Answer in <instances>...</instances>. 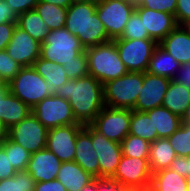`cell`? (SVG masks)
I'll return each mask as SVG.
<instances>
[{"mask_svg": "<svg viewBox=\"0 0 190 191\" xmlns=\"http://www.w3.org/2000/svg\"><path fill=\"white\" fill-rule=\"evenodd\" d=\"M85 48L80 40L71 34L65 27L49 30L41 44L40 57L64 65L73 61V58L84 52Z\"/></svg>", "mask_w": 190, "mask_h": 191, "instance_id": "5", "label": "cell"}, {"mask_svg": "<svg viewBox=\"0 0 190 191\" xmlns=\"http://www.w3.org/2000/svg\"><path fill=\"white\" fill-rule=\"evenodd\" d=\"M124 187L109 178H97V191H121Z\"/></svg>", "mask_w": 190, "mask_h": 191, "instance_id": "47", "label": "cell"}, {"mask_svg": "<svg viewBox=\"0 0 190 191\" xmlns=\"http://www.w3.org/2000/svg\"><path fill=\"white\" fill-rule=\"evenodd\" d=\"M40 0H6L9 4L10 10L15 11L19 16L30 10H35L36 5Z\"/></svg>", "mask_w": 190, "mask_h": 191, "instance_id": "42", "label": "cell"}, {"mask_svg": "<svg viewBox=\"0 0 190 191\" xmlns=\"http://www.w3.org/2000/svg\"><path fill=\"white\" fill-rule=\"evenodd\" d=\"M67 191H81L95 178L74 161L62 162L56 178Z\"/></svg>", "mask_w": 190, "mask_h": 191, "instance_id": "21", "label": "cell"}, {"mask_svg": "<svg viewBox=\"0 0 190 191\" xmlns=\"http://www.w3.org/2000/svg\"><path fill=\"white\" fill-rule=\"evenodd\" d=\"M31 113V108L10 91L1 99L0 121L9 129Z\"/></svg>", "mask_w": 190, "mask_h": 191, "instance_id": "22", "label": "cell"}, {"mask_svg": "<svg viewBox=\"0 0 190 191\" xmlns=\"http://www.w3.org/2000/svg\"><path fill=\"white\" fill-rule=\"evenodd\" d=\"M119 57L128 71L146 72L158 43L153 39H113Z\"/></svg>", "mask_w": 190, "mask_h": 191, "instance_id": "7", "label": "cell"}, {"mask_svg": "<svg viewBox=\"0 0 190 191\" xmlns=\"http://www.w3.org/2000/svg\"><path fill=\"white\" fill-rule=\"evenodd\" d=\"M21 69L22 66L14 61L6 50H0V76L6 84H8Z\"/></svg>", "mask_w": 190, "mask_h": 191, "instance_id": "38", "label": "cell"}, {"mask_svg": "<svg viewBox=\"0 0 190 191\" xmlns=\"http://www.w3.org/2000/svg\"><path fill=\"white\" fill-rule=\"evenodd\" d=\"M169 169L177 172L190 181V156L176 157L169 166Z\"/></svg>", "mask_w": 190, "mask_h": 191, "instance_id": "43", "label": "cell"}, {"mask_svg": "<svg viewBox=\"0 0 190 191\" xmlns=\"http://www.w3.org/2000/svg\"><path fill=\"white\" fill-rule=\"evenodd\" d=\"M86 126L92 131V145L99 163V178L112 179L122 156L121 144L109 140L91 124Z\"/></svg>", "mask_w": 190, "mask_h": 191, "instance_id": "13", "label": "cell"}, {"mask_svg": "<svg viewBox=\"0 0 190 191\" xmlns=\"http://www.w3.org/2000/svg\"><path fill=\"white\" fill-rule=\"evenodd\" d=\"M121 39H150L140 16L134 11L124 28Z\"/></svg>", "mask_w": 190, "mask_h": 191, "instance_id": "36", "label": "cell"}, {"mask_svg": "<svg viewBox=\"0 0 190 191\" xmlns=\"http://www.w3.org/2000/svg\"><path fill=\"white\" fill-rule=\"evenodd\" d=\"M83 127L82 124H72L50 128L46 148L54 153L61 162L74 161L77 134Z\"/></svg>", "mask_w": 190, "mask_h": 191, "instance_id": "14", "label": "cell"}, {"mask_svg": "<svg viewBox=\"0 0 190 191\" xmlns=\"http://www.w3.org/2000/svg\"><path fill=\"white\" fill-rule=\"evenodd\" d=\"M175 19L178 25L190 22V0H177Z\"/></svg>", "mask_w": 190, "mask_h": 191, "instance_id": "41", "label": "cell"}, {"mask_svg": "<svg viewBox=\"0 0 190 191\" xmlns=\"http://www.w3.org/2000/svg\"><path fill=\"white\" fill-rule=\"evenodd\" d=\"M189 103L190 88L175 80H171L168 90L165 93L162 106L182 118Z\"/></svg>", "mask_w": 190, "mask_h": 191, "instance_id": "26", "label": "cell"}, {"mask_svg": "<svg viewBox=\"0 0 190 191\" xmlns=\"http://www.w3.org/2000/svg\"><path fill=\"white\" fill-rule=\"evenodd\" d=\"M180 65L172 55L158 44L153 51L146 72L173 80Z\"/></svg>", "mask_w": 190, "mask_h": 191, "instance_id": "25", "label": "cell"}, {"mask_svg": "<svg viewBox=\"0 0 190 191\" xmlns=\"http://www.w3.org/2000/svg\"><path fill=\"white\" fill-rule=\"evenodd\" d=\"M143 85V72L128 71L125 75L103 84L104 105L133 110Z\"/></svg>", "mask_w": 190, "mask_h": 191, "instance_id": "4", "label": "cell"}, {"mask_svg": "<svg viewBox=\"0 0 190 191\" xmlns=\"http://www.w3.org/2000/svg\"><path fill=\"white\" fill-rule=\"evenodd\" d=\"M9 92V87H0V107L1 99Z\"/></svg>", "mask_w": 190, "mask_h": 191, "instance_id": "53", "label": "cell"}, {"mask_svg": "<svg viewBox=\"0 0 190 191\" xmlns=\"http://www.w3.org/2000/svg\"><path fill=\"white\" fill-rule=\"evenodd\" d=\"M124 1H128L130 3H133L134 5H138L141 2V0H124Z\"/></svg>", "mask_w": 190, "mask_h": 191, "instance_id": "56", "label": "cell"}, {"mask_svg": "<svg viewBox=\"0 0 190 191\" xmlns=\"http://www.w3.org/2000/svg\"><path fill=\"white\" fill-rule=\"evenodd\" d=\"M167 139L178 157L190 156V123L182 122L180 128Z\"/></svg>", "mask_w": 190, "mask_h": 191, "instance_id": "35", "label": "cell"}, {"mask_svg": "<svg viewBox=\"0 0 190 191\" xmlns=\"http://www.w3.org/2000/svg\"><path fill=\"white\" fill-rule=\"evenodd\" d=\"M135 7L133 3L124 0L96 1V12L111 40L121 37Z\"/></svg>", "mask_w": 190, "mask_h": 191, "instance_id": "8", "label": "cell"}, {"mask_svg": "<svg viewBox=\"0 0 190 191\" xmlns=\"http://www.w3.org/2000/svg\"><path fill=\"white\" fill-rule=\"evenodd\" d=\"M17 26L25 30L39 43H43L49 33V29L36 10H30L20 14Z\"/></svg>", "mask_w": 190, "mask_h": 191, "instance_id": "29", "label": "cell"}, {"mask_svg": "<svg viewBox=\"0 0 190 191\" xmlns=\"http://www.w3.org/2000/svg\"><path fill=\"white\" fill-rule=\"evenodd\" d=\"M17 22H6L0 24V50H5L9 44Z\"/></svg>", "mask_w": 190, "mask_h": 191, "instance_id": "44", "label": "cell"}, {"mask_svg": "<svg viewBox=\"0 0 190 191\" xmlns=\"http://www.w3.org/2000/svg\"><path fill=\"white\" fill-rule=\"evenodd\" d=\"M18 15L15 11L10 10L6 0H0V24L6 22H17Z\"/></svg>", "mask_w": 190, "mask_h": 191, "instance_id": "45", "label": "cell"}, {"mask_svg": "<svg viewBox=\"0 0 190 191\" xmlns=\"http://www.w3.org/2000/svg\"><path fill=\"white\" fill-rule=\"evenodd\" d=\"M135 12L142 19L149 38L158 44L178 25L173 14L145 7H135Z\"/></svg>", "mask_w": 190, "mask_h": 191, "instance_id": "17", "label": "cell"}, {"mask_svg": "<svg viewBox=\"0 0 190 191\" xmlns=\"http://www.w3.org/2000/svg\"><path fill=\"white\" fill-rule=\"evenodd\" d=\"M171 79L143 72V85L133 110L146 112L155 107L162 106L166 91Z\"/></svg>", "mask_w": 190, "mask_h": 191, "instance_id": "15", "label": "cell"}, {"mask_svg": "<svg viewBox=\"0 0 190 191\" xmlns=\"http://www.w3.org/2000/svg\"><path fill=\"white\" fill-rule=\"evenodd\" d=\"M49 4H55L56 6H60L63 8H68L74 0H40Z\"/></svg>", "mask_w": 190, "mask_h": 191, "instance_id": "49", "label": "cell"}, {"mask_svg": "<svg viewBox=\"0 0 190 191\" xmlns=\"http://www.w3.org/2000/svg\"><path fill=\"white\" fill-rule=\"evenodd\" d=\"M122 155L128 157L149 158L150 142L141 137L128 134L121 141Z\"/></svg>", "mask_w": 190, "mask_h": 191, "instance_id": "32", "label": "cell"}, {"mask_svg": "<svg viewBox=\"0 0 190 191\" xmlns=\"http://www.w3.org/2000/svg\"><path fill=\"white\" fill-rule=\"evenodd\" d=\"M62 162L47 148L31 153L26 171L36 182L55 180Z\"/></svg>", "mask_w": 190, "mask_h": 191, "instance_id": "18", "label": "cell"}, {"mask_svg": "<svg viewBox=\"0 0 190 191\" xmlns=\"http://www.w3.org/2000/svg\"><path fill=\"white\" fill-rule=\"evenodd\" d=\"M177 0H141L136 7H145L175 15Z\"/></svg>", "mask_w": 190, "mask_h": 191, "instance_id": "39", "label": "cell"}, {"mask_svg": "<svg viewBox=\"0 0 190 191\" xmlns=\"http://www.w3.org/2000/svg\"><path fill=\"white\" fill-rule=\"evenodd\" d=\"M81 191H97V178L85 186Z\"/></svg>", "mask_w": 190, "mask_h": 191, "instance_id": "51", "label": "cell"}, {"mask_svg": "<svg viewBox=\"0 0 190 191\" xmlns=\"http://www.w3.org/2000/svg\"><path fill=\"white\" fill-rule=\"evenodd\" d=\"M190 181L167 168L152 173L149 191H189Z\"/></svg>", "mask_w": 190, "mask_h": 191, "instance_id": "24", "label": "cell"}, {"mask_svg": "<svg viewBox=\"0 0 190 191\" xmlns=\"http://www.w3.org/2000/svg\"><path fill=\"white\" fill-rule=\"evenodd\" d=\"M53 94L69 101L74 117L82 125L91 124L105 106L103 84L91 75L69 79Z\"/></svg>", "mask_w": 190, "mask_h": 191, "instance_id": "1", "label": "cell"}, {"mask_svg": "<svg viewBox=\"0 0 190 191\" xmlns=\"http://www.w3.org/2000/svg\"><path fill=\"white\" fill-rule=\"evenodd\" d=\"M173 80L190 88V63L181 64Z\"/></svg>", "mask_w": 190, "mask_h": 191, "instance_id": "48", "label": "cell"}, {"mask_svg": "<svg viewBox=\"0 0 190 191\" xmlns=\"http://www.w3.org/2000/svg\"><path fill=\"white\" fill-rule=\"evenodd\" d=\"M129 134L141 137L150 143L158 139L157 131H154V125L149 115L136 110H132L131 113Z\"/></svg>", "mask_w": 190, "mask_h": 191, "instance_id": "31", "label": "cell"}, {"mask_svg": "<svg viewBox=\"0 0 190 191\" xmlns=\"http://www.w3.org/2000/svg\"><path fill=\"white\" fill-rule=\"evenodd\" d=\"M159 45L179 64L190 63V32L184 25H177Z\"/></svg>", "mask_w": 190, "mask_h": 191, "instance_id": "20", "label": "cell"}, {"mask_svg": "<svg viewBox=\"0 0 190 191\" xmlns=\"http://www.w3.org/2000/svg\"><path fill=\"white\" fill-rule=\"evenodd\" d=\"M9 91L30 108L53 93L46 80L33 66L22 67L19 73L8 83Z\"/></svg>", "mask_w": 190, "mask_h": 191, "instance_id": "6", "label": "cell"}, {"mask_svg": "<svg viewBox=\"0 0 190 191\" xmlns=\"http://www.w3.org/2000/svg\"><path fill=\"white\" fill-rule=\"evenodd\" d=\"M176 157V152L167 138H158L151 142L149 165L152 173L169 168Z\"/></svg>", "mask_w": 190, "mask_h": 191, "instance_id": "27", "label": "cell"}, {"mask_svg": "<svg viewBox=\"0 0 190 191\" xmlns=\"http://www.w3.org/2000/svg\"><path fill=\"white\" fill-rule=\"evenodd\" d=\"M36 181L25 171H18L13 177L0 180V191H34Z\"/></svg>", "mask_w": 190, "mask_h": 191, "instance_id": "34", "label": "cell"}, {"mask_svg": "<svg viewBox=\"0 0 190 191\" xmlns=\"http://www.w3.org/2000/svg\"><path fill=\"white\" fill-rule=\"evenodd\" d=\"M112 179L123 187L149 190L152 180L149 158H131L122 155Z\"/></svg>", "mask_w": 190, "mask_h": 191, "instance_id": "12", "label": "cell"}, {"mask_svg": "<svg viewBox=\"0 0 190 191\" xmlns=\"http://www.w3.org/2000/svg\"><path fill=\"white\" fill-rule=\"evenodd\" d=\"M75 146L74 162L94 178H99V163L92 145V131L86 125L78 132Z\"/></svg>", "mask_w": 190, "mask_h": 191, "instance_id": "19", "label": "cell"}, {"mask_svg": "<svg viewBox=\"0 0 190 191\" xmlns=\"http://www.w3.org/2000/svg\"><path fill=\"white\" fill-rule=\"evenodd\" d=\"M69 79H78L89 75L88 58L86 52L80 53L73 61L63 65Z\"/></svg>", "mask_w": 190, "mask_h": 191, "instance_id": "37", "label": "cell"}, {"mask_svg": "<svg viewBox=\"0 0 190 191\" xmlns=\"http://www.w3.org/2000/svg\"><path fill=\"white\" fill-rule=\"evenodd\" d=\"M33 67L46 80L52 93L69 80L63 65L57 64L56 62L39 57L34 62Z\"/></svg>", "mask_w": 190, "mask_h": 191, "instance_id": "28", "label": "cell"}, {"mask_svg": "<svg viewBox=\"0 0 190 191\" xmlns=\"http://www.w3.org/2000/svg\"><path fill=\"white\" fill-rule=\"evenodd\" d=\"M187 30L190 32V22L188 24L185 25Z\"/></svg>", "mask_w": 190, "mask_h": 191, "instance_id": "57", "label": "cell"}, {"mask_svg": "<svg viewBox=\"0 0 190 191\" xmlns=\"http://www.w3.org/2000/svg\"><path fill=\"white\" fill-rule=\"evenodd\" d=\"M17 170L12 166L9 155L3 146L0 147V180L13 177Z\"/></svg>", "mask_w": 190, "mask_h": 191, "instance_id": "40", "label": "cell"}, {"mask_svg": "<svg viewBox=\"0 0 190 191\" xmlns=\"http://www.w3.org/2000/svg\"><path fill=\"white\" fill-rule=\"evenodd\" d=\"M35 10L39 13L49 30L62 29L65 27L67 8L39 1Z\"/></svg>", "mask_w": 190, "mask_h": 191, "instance_id": "30", "label": "cell"}, {"mask_svg": "<svg viewBox=\"0 0 190 191\" xmlns=\"http://www.w3.org/2000/svg\"><path fill=\"white\" fill-rule=\"evenodd\" d=\"M146 113L153 122L154 131H157L158 138L170 137L182 124L181 117L163 106L155 107Z\"/></svg>", "mask_w": 190, "mask_h": 191, "instance_id": "23", "label": "cell"}, {"mask_svg": "<svg viewBox=\"0 0 190 191\" xmlns=\"http://www.w3.org/2000/svg\"><path fill=\"white\" fill-rule=\"evenodd\" d=\"M33 115L48 129L80 124L68 100L52 94L31 108Z\"/></svg>", "mask_w": 190, "mask_h": 191, "instance_id": "9", "label": "cell"}, {"mask_svg": "<svg viewBox=\"0 0 190 191\" xmlns=\"http://www.w3.org/2000/svg\"><path fill=\"white\" fill-rule=\"evenodd\" d=\"M85 52L88 58L89 75L102 84L117 79L128 72L119 57L113 40L88 47Z\"/></svg>", "mask_w": 190, "mask_h": 191, "instance_id": "3", "label": "cell"}, {"mask_svg": "<svg viewBox=\"0 0 190 191\" xmlns=\"http://www.w3.org/2000/svg\"><path fill=\"white\" fill-rule=\"evenodd\" d=\"M121 191H146L137 187H124Z\"/></svg>", "mask_w": 190, "mask_h": 191, "instance_id": "54", "label": "cell"}, {"mask_svg": "<svg viewBox=\"0 0 190 191\" xmlns=\"http://www.w3.org/2000/svg\"><path fill=\"white\" fill-rule=\"evenodd\" d=\"M131 113L130 109L104 106L91 125L109 140L121 143L129 134Z\"/></svg>", "mask_w": 190, "mask_h": 191, "instance_id": "11", "label": "cell"}, {"mask_svg": "<svg viewBox=\"0 0 190 191\" xmlns=\"http://www.w3.org/2000/svg\"><path fill=\"white\" fill-rule=\"evenodd\" d=\"M41 43L16 25L12 38L6 47L7 53L22 67L33 66L40 57Z\"/></svg>", "mask_w": 190, "mask_h": 191, "instance_id": "16", "label": "cell"}, {"mask_svg": "<svg viewBox=\"0 0 190 191\" xmlns=\"http://www.w3.org/2000/svg\"><path fill=\"white\" fill-rule=\"evenodd\" d=\"M182 122L190 123V103H189L188 107L186 108V111L182 117Z\"/></svg>", "mask_w": 190, "mask_h": 191, "instance_id": "52", "label": "cell"}, {"mask_svg": "<svg viewBox=\"0 0 190 191\" xmlns=\"http://www.w3.org/2000/svg\"><path fill=\"white\" fill-rule=\"evenodd\" d=\"M65 28L85 49L111 41L96 12V1L74 0L67 8Z\"/></svg>", "mask_w": 190, "mask_h": 191, "instance_id": "2", "label": "cell"}, {"mask_svg": "<svg viewBox=\"0 0 190 191\" xmlns=\"http://www.w3.org/2000/svg\"><path fill=\"white\" fill-rule=\"evenodd\" d=\"M2 146L6 151V155H9V160L17 172L25 171L31 158V152L16 142H13L8 137Z\"/></svg>", "mask_w": 190, "mask_h": 191, "instance_id": "33", "label": "cell"}, {"mask_svg": "<svg viewBox=\"0 0 190 191\" xmlns=\"http://www.w3.org/2000/svg\"><path fill=\"white\" fill-rule=\"evenodd\" d=\"M34 191H67L57 179L47 182H36Z\"/></svg>", "mask_w": 190, "mask_h": 191, "instance_id": "46", "label": "cell"}, {"mask_svg": "<svg viewBox=\"0 0 190 191\" xmlns=\"http://www.w3.org/2000/svg\"><path fill=\"white\" fill-rule=\"evenodd\" d=\"M0 87H8V84L5 83V81L0 76Z\"/></svg>", "mask_w": 190, "mask_h": 191, "instance_id": "55", "label": "cell"}, {"mask_svg": "<svg viewBox=\"0 0 190 191\" xmlns=\"http://www.w3.org/2000/svg\"><path fill=\"white\" fill-rule=\"evenodd\" d=\"M48 130L31 112L18 124L8 129L7 137L34 153L46 148Z\"/></svg>", "mask_w": 190, "mask_h": 191, "instance_id": "10", "label": "cell"}, {"mask_svg": "<svg viewBox=\"0 0 190 191\" xmlns=\"http://www.w3.org/2000/svg\"><path fill=\"white\" fill-rule=\"evenodd\" d=\"M7 132H8V129L0 121V147L4 144V142L7 139Z\"/></svg>", "mask_w": 190, "mask_h": 191, "instance_id": "50", "label": "cell"}]
</instances>
